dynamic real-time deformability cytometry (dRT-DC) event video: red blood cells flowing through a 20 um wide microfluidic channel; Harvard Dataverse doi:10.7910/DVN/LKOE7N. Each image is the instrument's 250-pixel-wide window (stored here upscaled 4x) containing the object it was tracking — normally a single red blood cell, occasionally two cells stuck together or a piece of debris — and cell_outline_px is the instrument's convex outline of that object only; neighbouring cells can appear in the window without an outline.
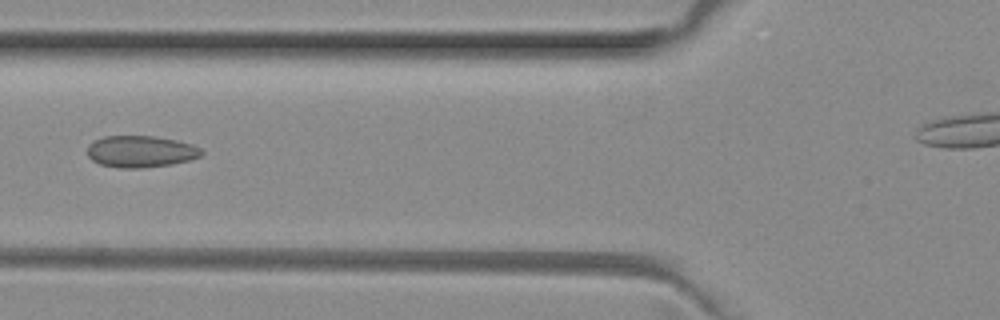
{"species": "common noctule bat (a hibernating species)", "species_latin": "Nyctalus noctula", "temperature_condition": "room temperature", "stored_images_in_passage": 7, "camera_frame_rate_fps": 3000, "um_per_image_px": 0.085, "animal": {"sex": "female", "body_mass_g": 29.2, "forearm_length_mm": 56.3}, "frame": {"image": 1, "passage_image": 7, "time_ms": 2.0, "image_size_px": [1000, 320], "cell_outline_px": [[204, 152], [200, 156], [188, 160], [172, 164], [140, 168], [120, 168], [100, 164], [92, 160], [88, 156], [88, 144], [92, 140], [104, 136], [152, 136], [176, 140], [192, 144], [200, 148]], "centroid_in_image_um": [11.93, 12.87], "position_along_channel_um": 113.9, "area_um2": 21.1}}